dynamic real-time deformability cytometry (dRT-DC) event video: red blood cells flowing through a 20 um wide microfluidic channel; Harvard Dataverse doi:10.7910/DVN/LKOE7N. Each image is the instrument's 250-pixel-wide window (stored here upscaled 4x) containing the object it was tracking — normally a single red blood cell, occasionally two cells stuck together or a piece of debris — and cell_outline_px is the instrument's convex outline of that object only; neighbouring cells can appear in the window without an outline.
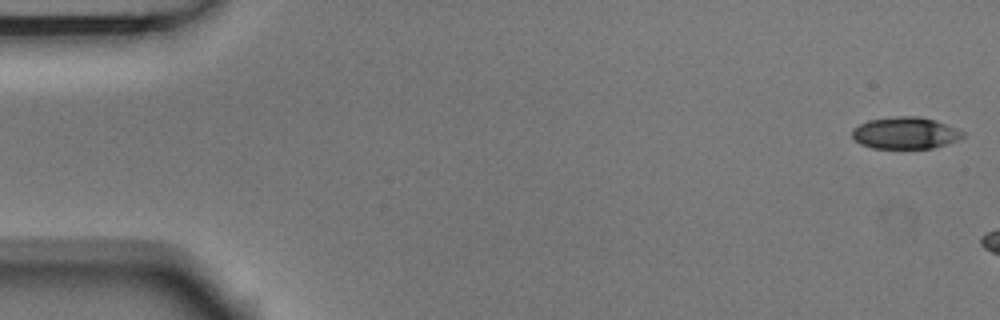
{"species": "Egyptian fruit bat (a non-hibernating species)", "species_latin": "Rousettus aegyptiacus", "temperature_condition": "room temperature", "stored_images_in_passage": 7, "camera_frame_rate_fps": 3000, "um_per_image_px": 0.085, "animal": {"sex": "male"}, "frame": {"image": 1, "passage_image": 1, "time_ms": 0.0, "image_size_px": [1000, 320], "cell_outline_px": [[964, 136], [948, 144], [932, 148], [872, 148], [860, 144], [852, 140], [852, 128], [868, 120], [896, 116], [920, 116], [936, 120], [964, 132]], "centroid_in_image_um": [76.91, 11.3], "position_along_channel_um": 8.1, "area_um2": 20.63}}